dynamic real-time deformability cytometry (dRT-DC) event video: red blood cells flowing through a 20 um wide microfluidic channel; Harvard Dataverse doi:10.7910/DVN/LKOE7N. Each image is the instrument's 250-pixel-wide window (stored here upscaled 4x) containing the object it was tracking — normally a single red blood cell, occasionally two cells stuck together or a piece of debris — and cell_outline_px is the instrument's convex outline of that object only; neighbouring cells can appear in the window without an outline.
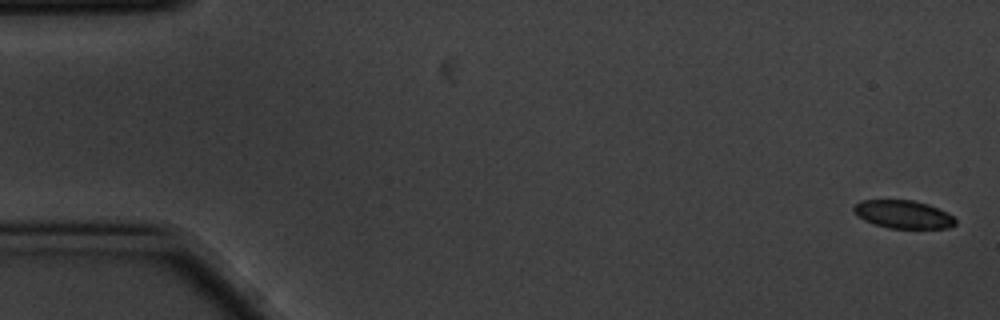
{"species": "common noctule bat (a hibernating species)", "species_latin": "Nyctalus noctula", "temperature_condition": "cold", "stored_images_in_passage": 5, "camera_frame_rate_fps": 3000, "um_per_image_px": 0.085, "animal": {"sex": "male", "body_mass_g": 20.1, "forearm_length_mm": 53.5}, "frame": {"image": 1, "passage_image": 1, "time_ms": 0.0, "image_size_px": [1000, 320], "cell_outline_px": [[956, 224], [948, 228], [888, 228], [864, 220], [852, 208], [860, 200], [912, 200], [928, 204], [948, 212], [956, 220]], "centroid_in_image_um": [76.81, 18.21], "position_along_channel_um": 8.2, "area_um2": 16.47}}
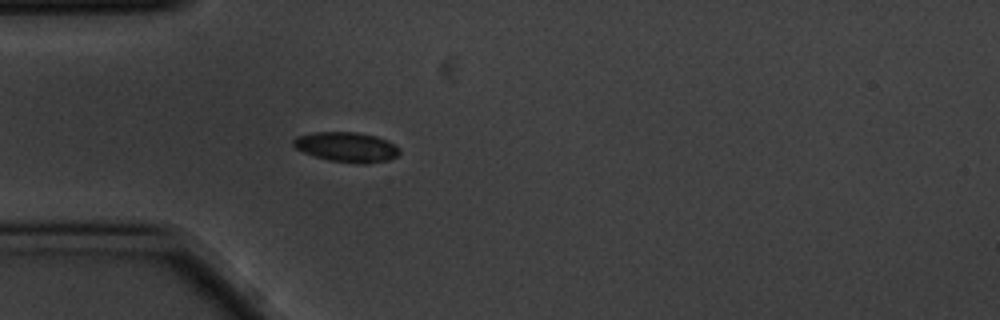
{"frame": {"image": 2, "passage_image": 5, "time_ms": 1.333, "image_size_px": [1000, 320], "cell_outline_px": [[400, 152], [396, 156], [388, 160], [364, 164], [360, 164], [328, 160], [304, 152], [296, 148], [292, 144], [292, 140], [296, 136], [316, 132], [356, 132], [376, 136], [388, 140], [400, 148]], "centroid_in_image_um": [29.48, 12.49], "position_along_channel_um": 55.5, "area_um2": 18.5}}